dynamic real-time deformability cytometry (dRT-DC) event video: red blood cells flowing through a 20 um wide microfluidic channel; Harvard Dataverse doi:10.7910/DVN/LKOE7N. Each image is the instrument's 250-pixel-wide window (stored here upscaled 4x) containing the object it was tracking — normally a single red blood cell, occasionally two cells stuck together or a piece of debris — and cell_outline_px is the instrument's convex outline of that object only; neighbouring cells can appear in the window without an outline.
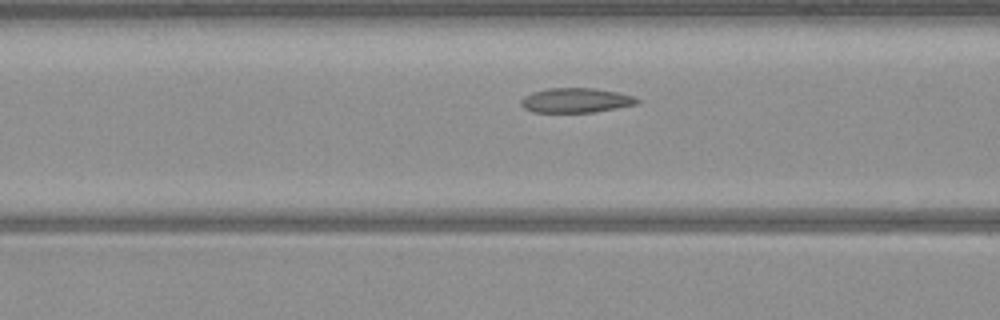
{"species": "common noctule bat (a hibernating species)", "species_latin": "Nyctalus noctula", "temperature_condition": "warm", "stored_images_in_passage": 32, "camera_frame_rate_fps": 3000, "um_per_image_px": 0.085, "animal": {"sex": "male", "body_mass_g": 23.1, "forearm_length_mm": 52.7}, "frame": {"image": 1, "passage_image": 11, "time_ms": 3.333, "image_size_px": [1000, 320], "cell_outline_px": [[640, 100], [636, 104], [616, 108], [592, 112], [532, 112], [524, 108], [520, 104], [520, 100], [524, 96], [532, 92], [548, 88], [596, 88], [616, 92], [632, 96]], "centroid_in_image_um": [48.9, 8.52], "position_along_channel_um": 117.7, "area_um2": 16.59}}
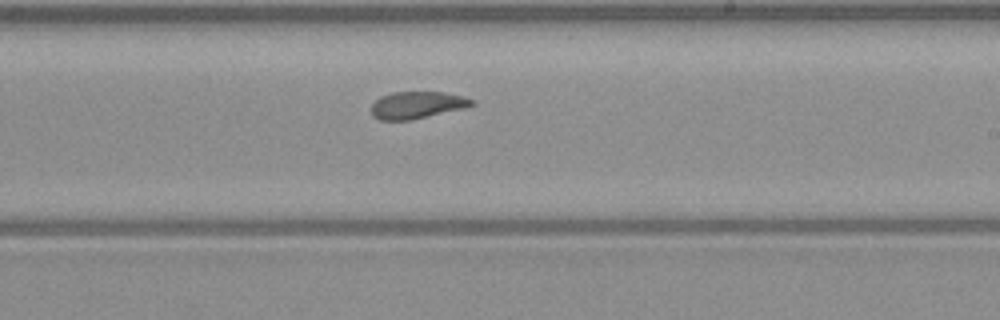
{"frame": {"image": 2, "passage_image": 21, "time_ms": 6.667, "image_size_px": [1000, 320], "cell_outline_px": [[476, 104], [464, 108], [412, 120], [380, 120], [372, 116], [372, 104], [380, 96], [392, 92], [444, 92], [464, 96], [476, 100]], "centroid_in_image_um": [35.48, 8.92], "position_along_channel_um": 253.5, "area_um2": 16.01}}
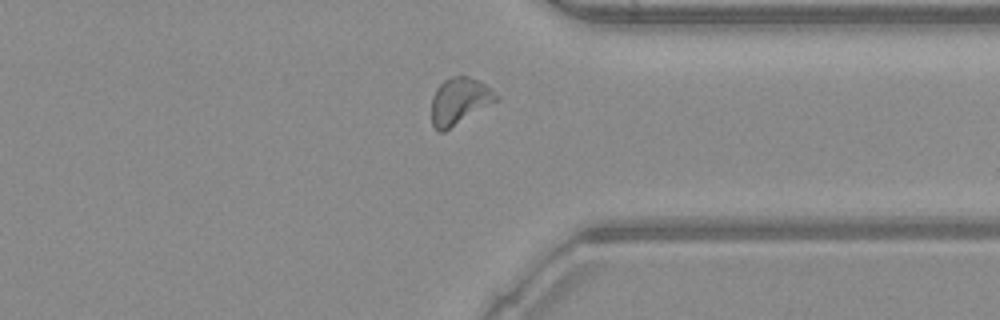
{"frame": {"image": 3, "passage_image": 30, "time_ms": 9.667, "image_size_px": [1000, 320], "cell_outline_px": [[500, 100], [444, 132], [436, 132], [432, 124], [432, 96], [436, 88], [444, 80], [452, 76], [468, 76], [480, 80], [500, 96]], "centroid_in_image_um": [39.07, 8.6], "position_along_channel_um": 372.3, "area_um2": 17.98}}